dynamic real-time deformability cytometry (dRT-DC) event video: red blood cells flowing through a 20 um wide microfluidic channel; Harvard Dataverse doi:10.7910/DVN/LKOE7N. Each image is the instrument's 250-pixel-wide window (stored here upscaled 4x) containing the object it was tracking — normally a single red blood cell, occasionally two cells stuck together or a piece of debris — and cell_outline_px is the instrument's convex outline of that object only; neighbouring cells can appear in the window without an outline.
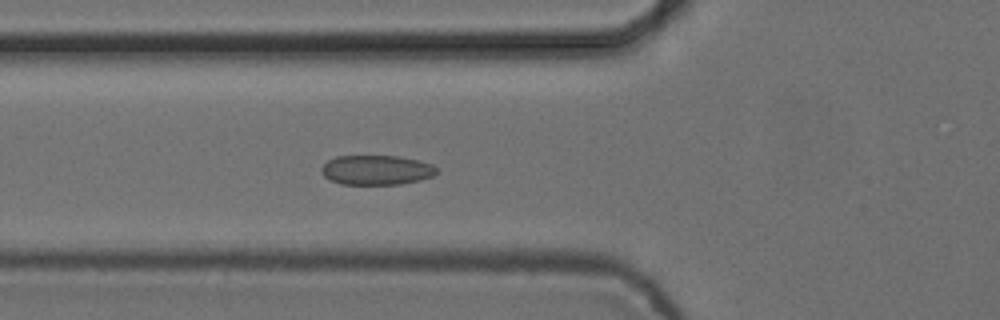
{"species": "common noctule bat (a hibernating species)", "species_latin": "Nyctalus noctula", "temperature_condition": "cold", "stored_images_in_passage": 5, "camera_frame_rate_fps": 3000, "um_per_image_px": 0.085, "animal": {"sex": "female", "body_mass_g": 24.6, "forearm_length_mm": 56.2}, "frame": {"image": 1, "passage_image": 5, "time_ms": 1.333, "image_size_px": [1000, 320], "cell_outline_px": [[440, 172], [432, 176], [420, 180], [400, 184], [340, 184], [324, 176], [320, 172], [320, 168], [328, 160], [336, 156], [400, 156], [432, 164], [440, 168]], "centroid_in_image_um": [32.02, 14.45], "position_along_channel_um": 93.8, "area_um2": 20.06}}